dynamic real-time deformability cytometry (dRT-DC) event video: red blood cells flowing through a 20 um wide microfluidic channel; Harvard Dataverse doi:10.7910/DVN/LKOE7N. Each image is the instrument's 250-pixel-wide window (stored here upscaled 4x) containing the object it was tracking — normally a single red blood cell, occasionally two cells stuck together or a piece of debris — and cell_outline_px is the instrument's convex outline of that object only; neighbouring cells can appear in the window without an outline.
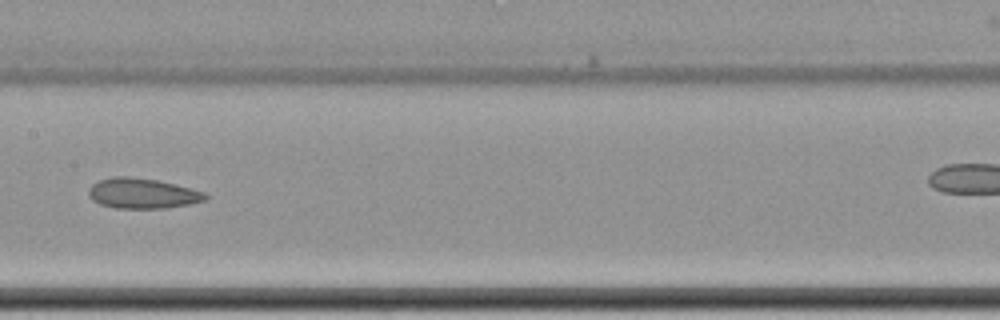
{"species": "common noctule bat (a hibernating species)", "species_latin": "Nyctalus noctula", "temperature_condition": "cold", "stored_images_in_passage": 12, "camera_frame_rate_fps": 3000, "um_per_image_px": 0.085, "animal": {"sex": "female", "body_mass_g": 22.7, "forearm_length_mm": 54.2}, "frame": {"image": 1, "passage_image": 9, "time_ms": 10.667, "image_size_px": [1000, 320], "cell_outline_px": [[208, 196], [204, 200], [188, 204], [168, 208], [116, 208], [100, 204], [92, 200], [88, 196], [88, 188], [92, 184], [100, 180], [112, 176], [128, 176], [156, 180], [204, 192]], "centroid_in_image_um": [12.04, 16.44], "position_along_channel_um": 195.4, "area_um2": 20.4}}
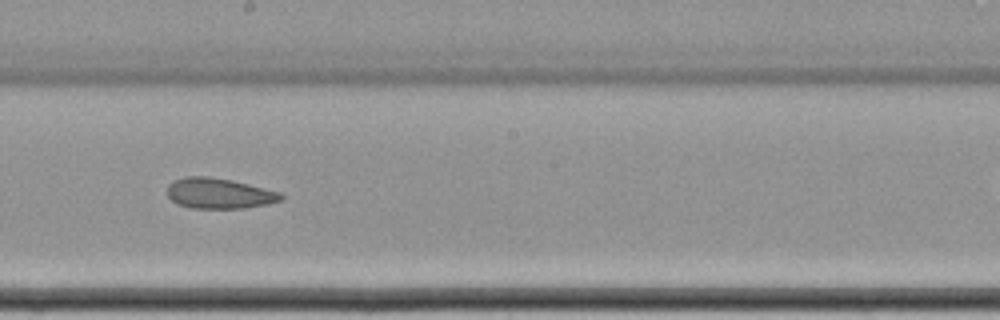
{"frame": {"image": 2, "passage_image": 10, "time_ms": 11.667, "image_size_px": [1000, 320], "cell_outline_px": [[284, 196], [280, 200], [268, 204], [248, 208], [188, 208], [176, 204], [168, 196], [168, 184], [184, 176], [208, 176], [232, 180], [280, 192]], "centroid_in_image_um": [18.61, 16.44], "position_along_channel_um": 229.6, "area_um2": 20.29}}
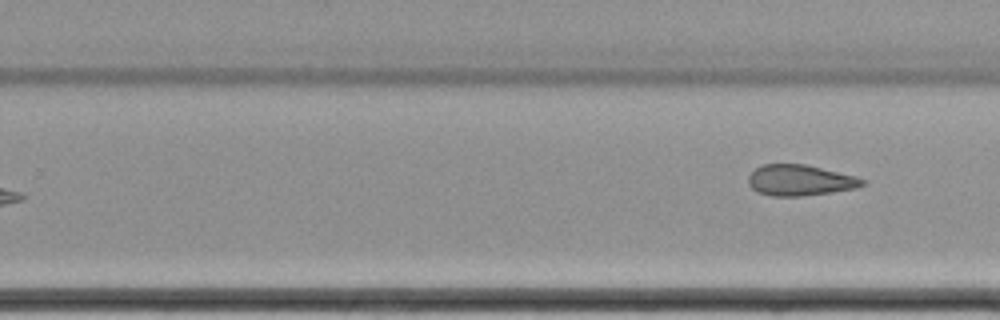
{"frame": {"image": 3, "passage_image": 12, "time_ms": 14.667, "image_size_px": [1000, 320], "cell_outline_px": [[868, 184], [856, 188], [832, 192], [800, 196], [772, 196], [756, 192], [748, 184], [748, 176], [756, 168], [764, 164], [804, 164], [856, 176], [868, 180]], "centroid_in_image_um": [68.03, 15.33], "position_along_channel_um": 261.8, "area_um2": 20.63}}